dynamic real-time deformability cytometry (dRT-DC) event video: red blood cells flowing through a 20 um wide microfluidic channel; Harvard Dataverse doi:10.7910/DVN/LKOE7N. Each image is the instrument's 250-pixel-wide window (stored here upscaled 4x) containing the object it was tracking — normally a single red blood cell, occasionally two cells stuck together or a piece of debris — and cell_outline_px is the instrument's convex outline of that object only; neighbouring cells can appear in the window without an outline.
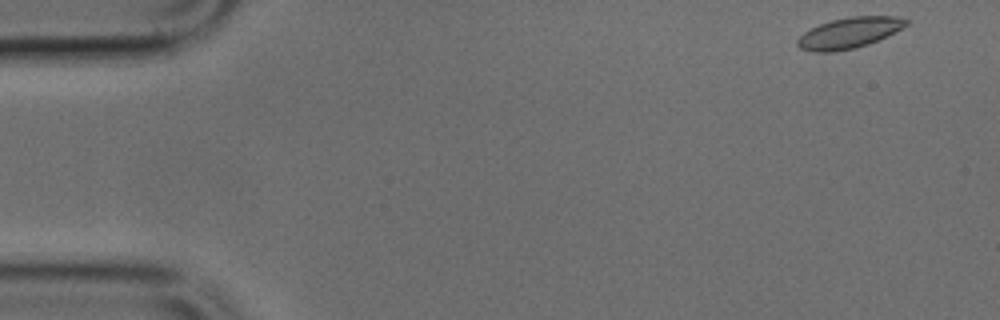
{"species": "common noctule bat (a hibernating species)", "species_latin": "Nyctalus noctula", "temperature_condition": "cold", "stored_images_in_passage": 47, "camera_frame_rate_fps": 3000, "um_per_image_px": 0.085, "animal": {"sex": "male", "body_mass_g": 17.9, "forearm_length_mm": 54.2}, "frame": {"image": 1, "passage_image": 1, "time_ms": 0.0, "image_size_px": [1000, 320], "cell_outline_px": [[908, 24], [868, 44], [852, 48], [832, 52], [812, 52], [800, 48], [796, 44], [796, 40], [804, 32], [820, 24], [832, 20], [848, 16], [896, 16], [908, 20]], "centroid_in_image_um": [72.12, 2.79], "position_along_channel_um": 12.9, "area_um2": 19.13}}
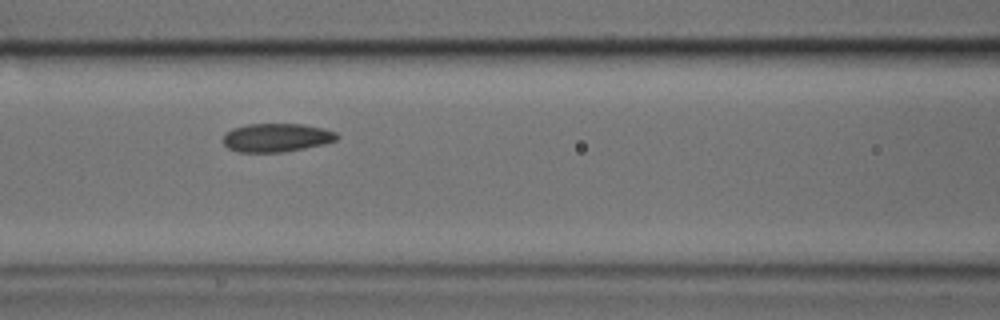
{"frame": {"image": 2, "passage_image": 19, "time_ms": 6.0, "image_size_px": [1000, 320], "cell_outline_px": [[340, 136], [336, 140], [324, 144], [284, 152], [236, 152], [228, 148], [224, 144], [224, 136], [232, 128], [248, 124], [304, 124], [324, 128], [336, 132]], "centroid_in_image_um": [23.53, 11.7], "position_along_channel_um": 143.1, "area_um2": 18.96}}
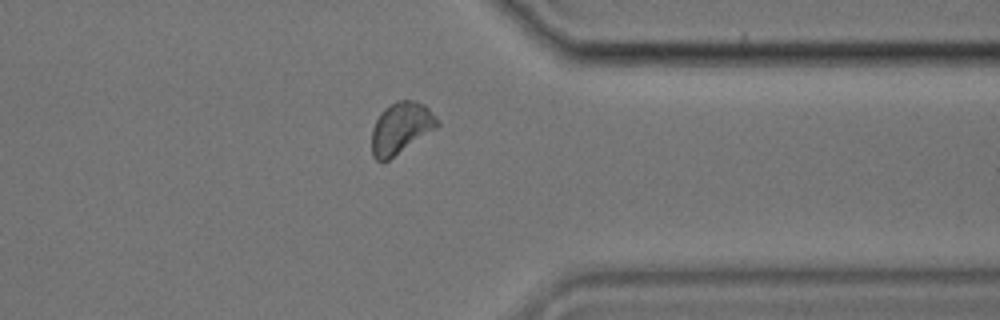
{"frame": {"image": 3, "passage_image": 37, "time_ms": 12.0, "image_size_px": [1000, 320], "cell_outline_px": [[440, 124], [436, 128], [388, 160], [376, 160], [372, 156], [372, 128], [380, 112], [384, 108], [396, 100], [416, 100], [424, 104], [440, 120]], "centroid_in_image_um": [34.08, 10.85], "position_along_channel_um": 377.3, "area_um2": 19.59}}